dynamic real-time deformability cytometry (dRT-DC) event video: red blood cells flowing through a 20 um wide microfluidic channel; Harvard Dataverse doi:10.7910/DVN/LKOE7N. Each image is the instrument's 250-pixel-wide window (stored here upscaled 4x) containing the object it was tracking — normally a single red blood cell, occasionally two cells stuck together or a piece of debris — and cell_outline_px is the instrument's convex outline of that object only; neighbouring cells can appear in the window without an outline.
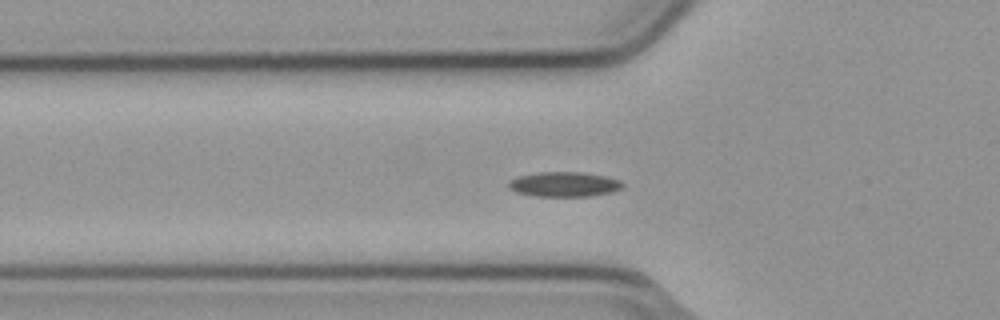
{"species": "common noctule bat (a hibernating species)", "species_latin": "Nyctalus noctula", "temperature_condition": "cold", "stored_images_in_passage": 39, "segment_of_instrument_passage": [1, 2], "camera_frame_rate_fps": 3000, "um_per_image_px": 0.085, "animal": {"sex": "male", "body_mass_g": 23.1, "forearm_length_mm": 52.7}, "frame": {"image": 1, "passage_image": 2, "time_ms": 0.333, "image_size_px": [1000, 320], "cell_outline_px": [[624, 184], [620, 188], [612, 192], [592, 196], [532, 196], [516, 192], [508, 188], [508, 180], [516, 176], [540, 172], [580, 172], [604, 176], [620, 180]], "centroid_in_image_um": [47.9, 15.67], "position_along_channel_um": 77.9, "area_um2": 16.59}}
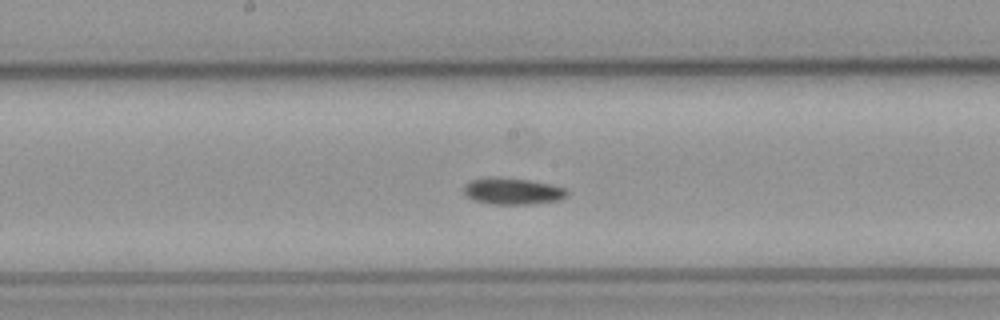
{"frame": {"image": 2, "passage_image": 12, "time_ms": 3.667, "image_size_px": [1000, 320], "cell_outline_px": [[568, 192], [560, 200], [528, 204], [492, 204], [476, 200], [468, 196], [464, 192], [464, 184], [472, 180], [488, 176], [496, 176], [528, 180], [548, 184], [564, 188]], "centroid_in_image_um": [43.53, 16.23], "position_along_channel_um": 204.7, "area_um2": 15.78}}
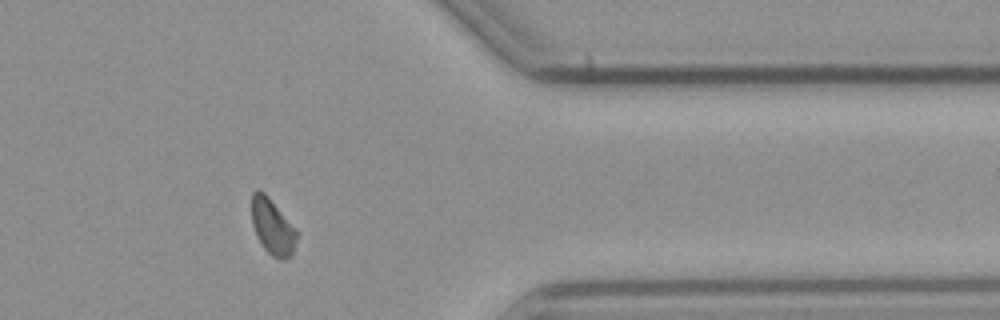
{"frame": {"image": 3, "passage_image": 28, "time_ms": 9.0, "image_size_px": [1000, 320], "cell_outline_px": [[296, 240], [292, 256], [284, 260], [280, 260], [272, 256], [264, 248], [256, 236], [252, 224], [252, 192], [256, 188], [260, 188], [268, 196], [296, 228]], "centroid_in_image_um": [23.15, 19.26], "position_along_channel_um": 388.2, "area_um2": 14.8}}